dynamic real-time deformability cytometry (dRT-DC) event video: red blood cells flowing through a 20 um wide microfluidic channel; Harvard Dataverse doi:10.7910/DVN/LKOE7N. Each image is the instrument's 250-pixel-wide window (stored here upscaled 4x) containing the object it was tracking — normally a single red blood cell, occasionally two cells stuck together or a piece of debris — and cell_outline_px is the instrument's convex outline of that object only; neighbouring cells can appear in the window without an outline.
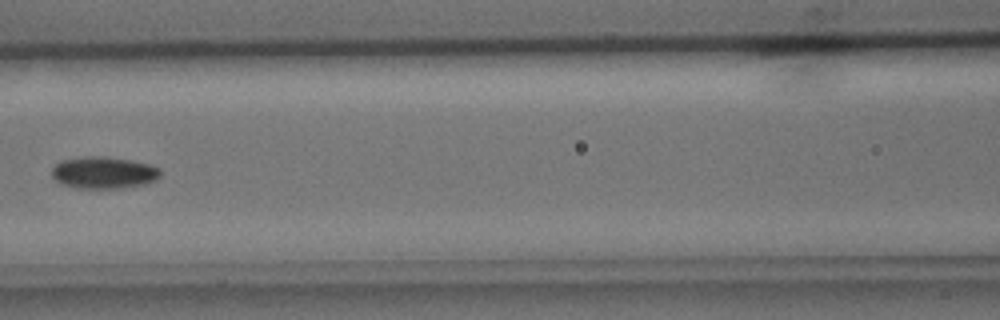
{"species": "common noctule bat (a hibernating species)", "species_latin": "Nyctalus noctula", "temperature_condition": "cold", "stored_images_in_passage": 6, "camera_frame_rate_fps": 3000, "um_per_image_px": 0.085, "animal": {"sex": "male", "body_mass_g": 15.6}, "frame": {"image": 1, "passage_image": 6, "time_ms": 1.667, "image_size_px": [1000, 320], "cell_outline_px": [[160, 176], [156, 180], [144, 184], [120, 188], [72, 188], [60, 184], [52, 176], [52, 168], [56, 164], [64, 160], [84, 156], [104, 156], [128, 160], [148, 164], [160, 168]], "centroid_in_image_um": [8.79, 14.68], "position_along_channel_um": 157.8, "area_um2": 20.17}}